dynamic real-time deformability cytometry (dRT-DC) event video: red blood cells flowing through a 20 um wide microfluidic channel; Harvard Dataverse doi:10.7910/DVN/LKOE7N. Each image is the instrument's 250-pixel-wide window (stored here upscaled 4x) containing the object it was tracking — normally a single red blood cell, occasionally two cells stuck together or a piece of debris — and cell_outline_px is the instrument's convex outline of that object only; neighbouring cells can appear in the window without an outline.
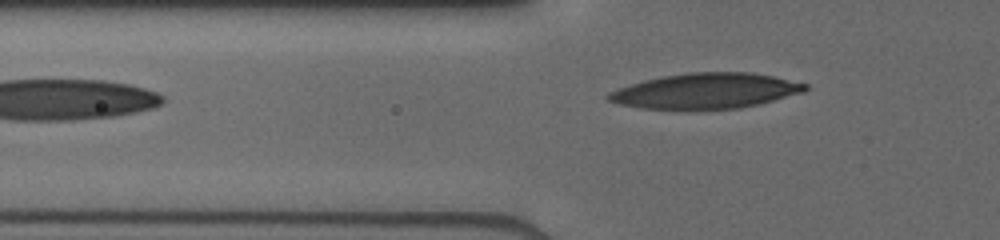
{"species": "human", "species_latin": "Homo sapiens", "temperature_condition": "cold", "stored_images_in_passage": 4, "camera_frame_rate_fps": 3000, "um_per_image_px": 0.085, "donor": {"sex": "male"}, "frame": {"image": 1, "passage_image": 4, "time_ms": 3.333, "image_size_px": [1000, 240], "cell_outline_px": [[808, 88], [804, 92], [740, 108], [640, 108], [620, 104], [608, 100], [604, 96], [608, 92], [616, 88], [644, 80], [660, 76], [688, 72], [752, 72], [772, 76], [808, 84]], "centroid_in_image_um": [59.94, 7.7], "position_along_channel_um": 65.9, "area_um2": 40.17}}